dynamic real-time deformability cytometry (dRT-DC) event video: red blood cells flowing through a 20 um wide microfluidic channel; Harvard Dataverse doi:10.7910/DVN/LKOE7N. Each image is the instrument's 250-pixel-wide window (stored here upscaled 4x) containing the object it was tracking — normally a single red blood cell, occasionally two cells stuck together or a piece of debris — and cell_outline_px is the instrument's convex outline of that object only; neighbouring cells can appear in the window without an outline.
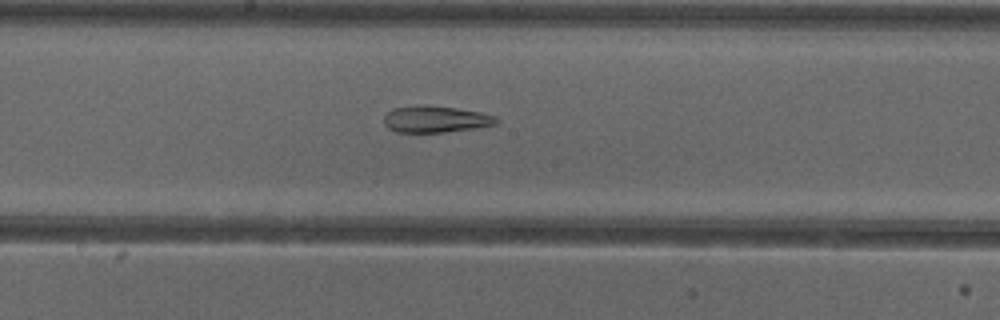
{"species": "common noctule bat (a hibernating species)", "species_latin": "Nyctalus noctula", "temperature_condition": "cold", "stored_images_in_passage": 53, "segment_of_instrument_passage": [2, 2], "camera_frame_rate_fps": 3000, "um_per_image_px": 0.085, "animal": {"sex": "female"}, "frame": {"image": 1, "passage_image": 29, "time_ms": 9.333, "image_size_px": [1000, 320], "cell_outline_px": [[500, 120], [496, 124], [476, 128], [444, 132], [396, 132], [388, 128], [384, 124], [384, 116], [392, 108], [416, 104], [424, 104], [456, 108], [480, 112], [496, 116]], "centroid_in_image_um": [37.01, 10.12], "position_along_channel_um": 211.2, "area_um2": 17.69}}
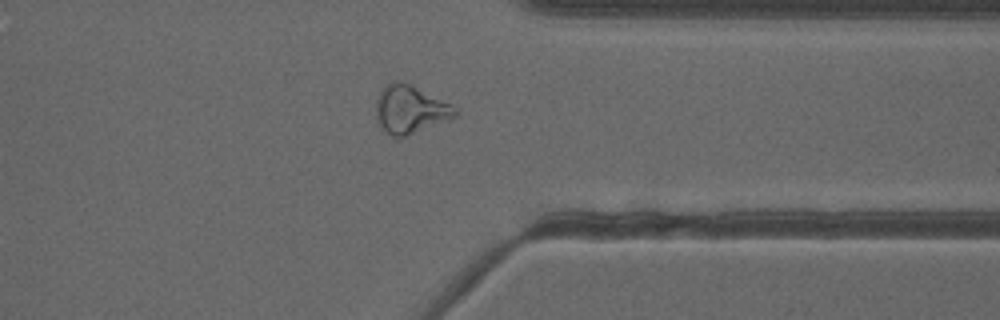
{"frame": {"image": 2, "passage_image": 42, "time_ms": 13.667, "image_size_px": [1000, 320], "cell_outline_px": [[456, 116], [404, 136], [392, 136], [380, 124], [376, 116], [376, 96], [392, 80], [400, 80], [412, 84], [452, 104], [456, 108]], "centroid_in_image_um": [34.85, 9.24], "position_along_channel_um": 376.5, "area_um2": 21.73}}